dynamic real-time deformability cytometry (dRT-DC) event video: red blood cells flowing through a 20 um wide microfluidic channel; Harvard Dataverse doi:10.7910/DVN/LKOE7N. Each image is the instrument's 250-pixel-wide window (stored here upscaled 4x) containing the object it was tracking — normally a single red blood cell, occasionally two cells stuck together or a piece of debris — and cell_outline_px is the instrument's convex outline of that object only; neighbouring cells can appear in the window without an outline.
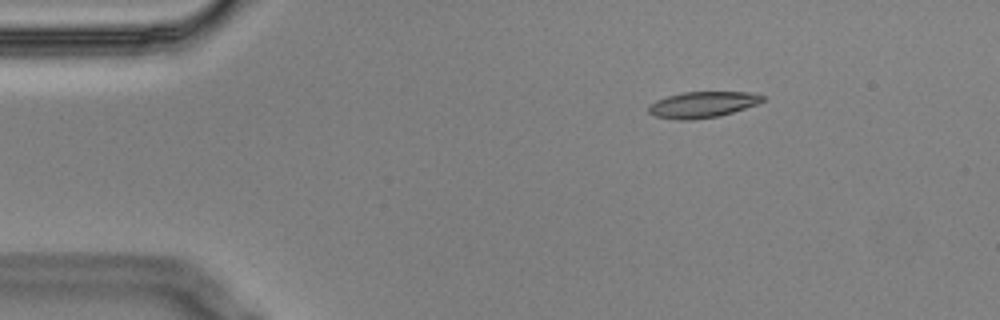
{"species": "Egyptian fruit bat (a non-hibernating species)", "species_latin": "Rousettus aegyptiacus", "temperature_condition": "cold", "stored_images_in_passage": 4, "camera_frame_rate_fps": 3000, "um_per_image_px": 0.085, "animal": {"sex": "male"}, "frame": {"image": 1, "passage_image": 2, "time_ms": 0.333, "image_size_px": [1000, 320], "cell_outline_px": [[764, 100], [756, 104], [720, 116], [692, 120], [680, 120], [656, 116], [648, 112], [648, 104], [656, 100], [668, 96], [684, 92], [752, 92], [764, 96]], "centroid_in_image_um": [59.69, 8.89], "position_along_channel_um": 25.3, "area_um2": 17.22}}